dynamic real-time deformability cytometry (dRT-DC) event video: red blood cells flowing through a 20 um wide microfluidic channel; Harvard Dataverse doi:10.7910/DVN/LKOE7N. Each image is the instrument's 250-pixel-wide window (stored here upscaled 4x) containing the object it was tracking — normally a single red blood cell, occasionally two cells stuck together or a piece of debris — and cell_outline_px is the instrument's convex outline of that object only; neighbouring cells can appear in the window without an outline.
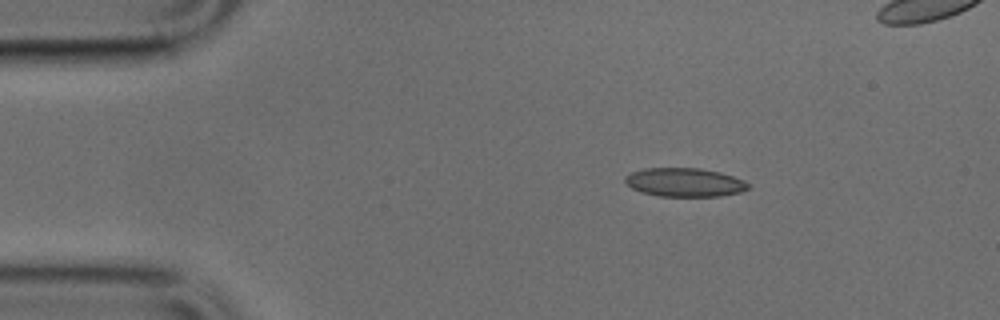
{"species": "common noctule bat (a hibernating species)", "species_latin": "Nyctalus noctula", "temperature_condition": "cold", "stored_images_in_passage": 40, "camera_frame_rate_fps": 3000, "um_per_image_px": 0.085, "animal": {"sex": "male", "body_mass_g": 17.9, "forearm_length_mm": 54.2}, "frame": {"image": 1, "passage_image": 1, "time_ms": 0.0, "image_size_px": [1000, 320], "cell_outline_px": [[752, 188], [740, 192], [720, 196], [660, 196], [644, 192], [632, 188], [624, 180], [624, 176], [632, 172], [644, 168], [700, 168], [720, 172], [744, 180]], "centroid_in_image_um": [58.22, 15.49], "position_along_channel_um": 26.8, "area_um2": 20.52}}
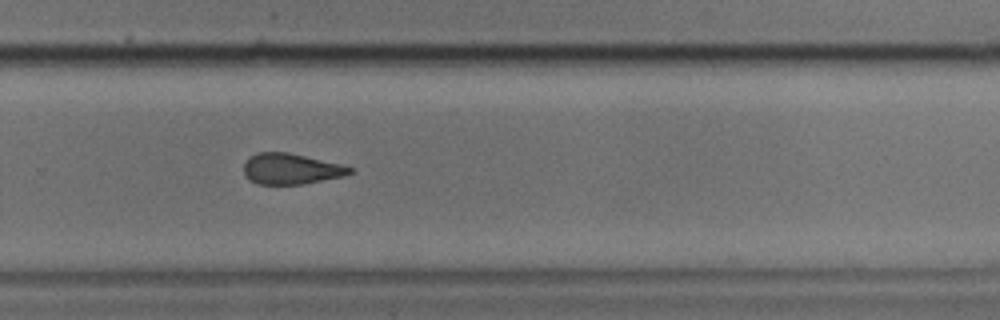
{"frame": {"image": 2, "passage_image": 26, "time_ms": 8.333, "image_size_px": [1000, 320], "cell_outline_px": [[352, 172], [344, 176], [304, 184], [256, 184], [248, 180], [244, 176], [244, 164], [256, 152], [288, 152], [340, 164], [352, 168]], "centroid_in_image_um": [24.7, 14.36], "position_along_channel_um": 305.1, "area_um2": 18.96}}
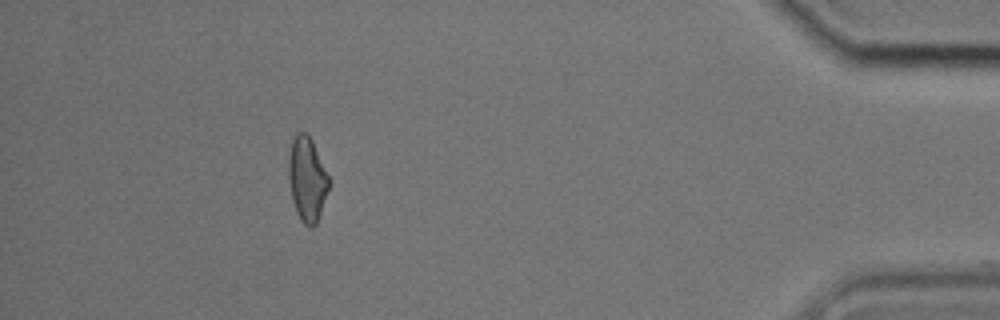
{"frame": {"image": 3, "passage_image": 38, "time_ms": 12.333, "image_size_px": [1000, 320], "cell_outline_px": [[328, 188], [316, 224], [312, 228], [308, 228], [300, 220], [296, 212], [292, 200], [288, 176], [288, 160], [292, 140], [296, 132], [304, 132], [312, 140], [328, 176]], "centroid_in_image_um": [26.07, 15.24], "position_along_channel_um": 409.1, "area_um2": 19.54}}